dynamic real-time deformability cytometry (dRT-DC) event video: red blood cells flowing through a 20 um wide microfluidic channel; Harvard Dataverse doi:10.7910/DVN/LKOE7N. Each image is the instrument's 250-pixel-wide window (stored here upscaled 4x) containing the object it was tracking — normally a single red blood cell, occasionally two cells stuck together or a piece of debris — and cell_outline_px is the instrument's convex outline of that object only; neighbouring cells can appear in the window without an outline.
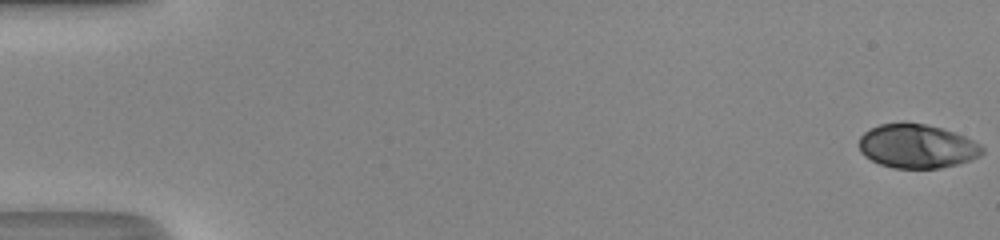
{"species": "human", "species_latin": "Homo sapiens", "temperature_condition": "room temperature", "stored_images_in_passage": 49, "camera_frame_rate_fps": 3000, "um_per_image_px": 0.085, "donor": {"sex": "male"}, "frame": {"image": 1, "passage_image": 1, "time_ms": 0.0, "image_size_px": [1000, 240], "cell_outline_px": [[984, 152], [980, 156], [956, 164], [940, 168], [892, 168], [880, 164], [864, 156], [860, 152], [860, 136], [864, 132], [880, 124], [904, 120], [924, 124], [940, 128], [964, 136], [980, 144], [984, 148]], "centroid_in_image_um": [77.92, 12.41], "position_along_channel_um": 7.1, "area_um2": 31.67}}
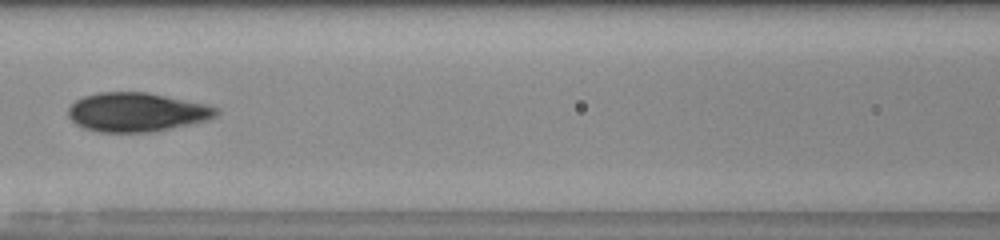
{"frame": {"image": 2, "passage_image": 24, "time_ms": 7.667, "image_size_px": [1000, 240], "cell_outline_px": [[220, 112], [216, 116], [208, 120], [192, 124], [152, 132], [100, 132], [84, 128], [76, 124], [68, 116], [68, 108], [76, 100], [84, 96], [100, 92], [144, 92], [208, 104], [220, 108]], "centroid_in_image_um": [11.65, 9.54], "position_along_channel_um": 154.9, "area_um2": 33.76}}
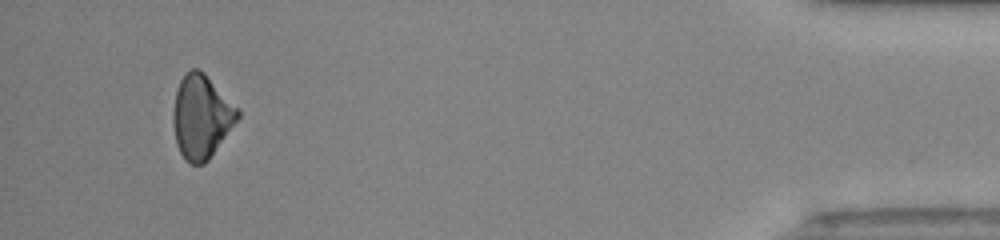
{"frame": {"image": 3, "passage_image": 47, "time_ms": 15.333, "image_size_px": [1000, 240], "cell_outline_px": [[240, 116], [208, 160], [204, 164], [192, 164], [180, 152], [176, 144], [172, 120], [172, 116], [176, 92], [180, 80], [184, 72], [192, 68], [196, 68], [204, 72], [240, 108]], "centroid_in_image_um": [17.12, 9.87], "position_along_channel_um": 418.1, "area_um2": 31.44}, "authors_computed_cell_mechanics": {"area_um2": 32.2524, "velocity_mm_per_s": 4.3583, "shape_relaxation_time_tau1_ms": 5.1984, "shape_relaxation_time_tau2_ms": 1.457, "deformation_change_tau1": 0.1427, "deformation_change_tau2": 0.0377}}